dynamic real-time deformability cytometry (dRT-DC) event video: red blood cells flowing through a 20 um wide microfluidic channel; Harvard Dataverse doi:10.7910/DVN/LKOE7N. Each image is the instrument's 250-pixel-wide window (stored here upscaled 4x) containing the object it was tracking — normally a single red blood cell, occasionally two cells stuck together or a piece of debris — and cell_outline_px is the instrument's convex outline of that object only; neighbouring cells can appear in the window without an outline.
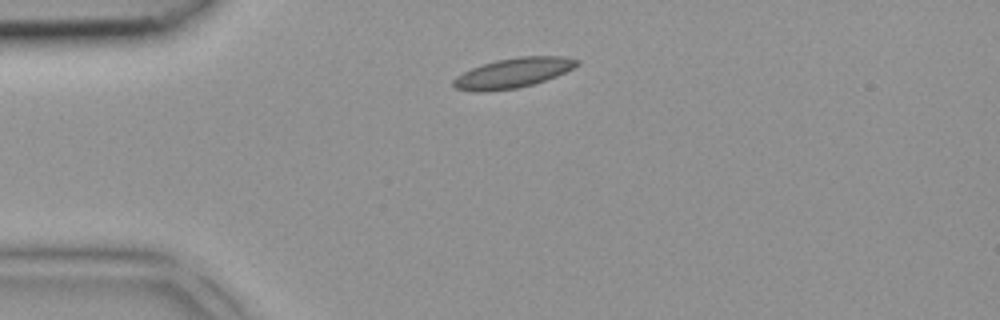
{"species": "common noctule bat (a hibernating species)", "species_latin": "Nyctalus noctula", "temperature_condition": "room temperature", "stored_images_in_passage": 3, "camera_frame_rate_fps": 3000, "um_per_image_px": 0.085, "animal": {"sex": "female", "body_mass_g": 18.4}, "frame": {"image": 1, "passage_image": 2, "time_ms": 0.333, "image_size_px": [1000, 320], "cell_outline_px": [[580, 64], [556, 76], [532, 84], [516, 88], [488, 92], [476, 92], [456, 88], [452, 84], [452, 80], [456, 76], [472, 68], [496, 60], [520, 56], [564, 56], [580, 60]], "centroid_in_image_um": [43.6, 6.2], "position_along_channel_um": 41.4, "area_um2": 21.39}}
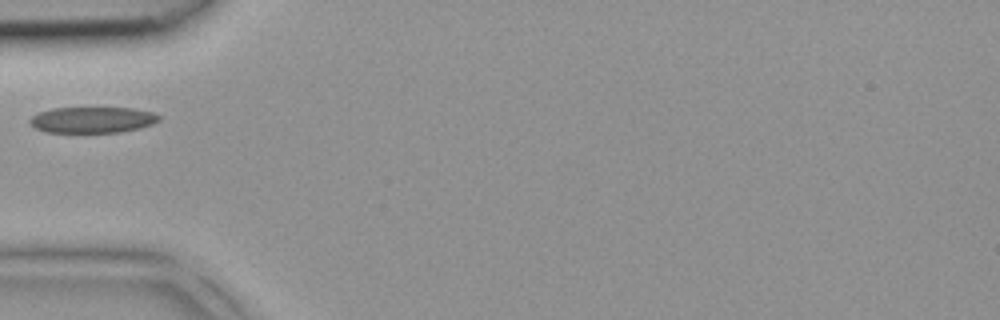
{"frame": {"image": 2, "passage_image": 3, "time_ms": 0.667, "image_size_px": [1000, 320], "cell_outline_px": [[160, 120], [152, 124], [140, 128], [120, 132], [44, 132], [28, 124], [28, 120], [32, 116], [40, 112], [52, 108], [132, 108], [152, 112], [160, 116]], "centroid_in_image_um": [7.84, 10.19], "position_along_channel_um": 77.2, "area_um2": 19.59}}